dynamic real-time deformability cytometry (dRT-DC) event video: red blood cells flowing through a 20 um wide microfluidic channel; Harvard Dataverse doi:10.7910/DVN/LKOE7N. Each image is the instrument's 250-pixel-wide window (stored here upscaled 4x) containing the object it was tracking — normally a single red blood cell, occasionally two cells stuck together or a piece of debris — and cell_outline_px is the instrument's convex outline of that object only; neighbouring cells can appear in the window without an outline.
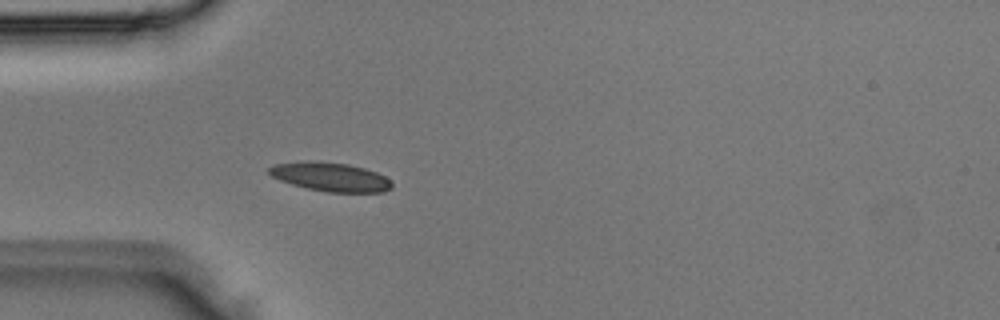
{"species": "Egyptian fruit bat (a non-hibernating species)", "species_latin": "Rousettus aegyptiacus", "temperature_condition": "room temperature", "stored_images_in_passage": 3, "camera_frame_rate_fps": 3000, "um_per_image_px": 0.085, "animal": {"sex": "male"}, "frame": {"image": 1, "passage_image": 3, "time_ms": 0.667, "image_size_px": [1000, 320], "cell_outline_px": [[392, 188], [384, 192], [328, 192], [308, 188], [292, 184], [280, 180], [272, 176], [268, 172], [268, 168], [272, 164], [348, 164], [364, 168], [376, 172], [392, 180]], "centroid_in_image_um": [28.19, 15.09], "position_along_channel_um": 56.8, "area_um2": 19.59}}